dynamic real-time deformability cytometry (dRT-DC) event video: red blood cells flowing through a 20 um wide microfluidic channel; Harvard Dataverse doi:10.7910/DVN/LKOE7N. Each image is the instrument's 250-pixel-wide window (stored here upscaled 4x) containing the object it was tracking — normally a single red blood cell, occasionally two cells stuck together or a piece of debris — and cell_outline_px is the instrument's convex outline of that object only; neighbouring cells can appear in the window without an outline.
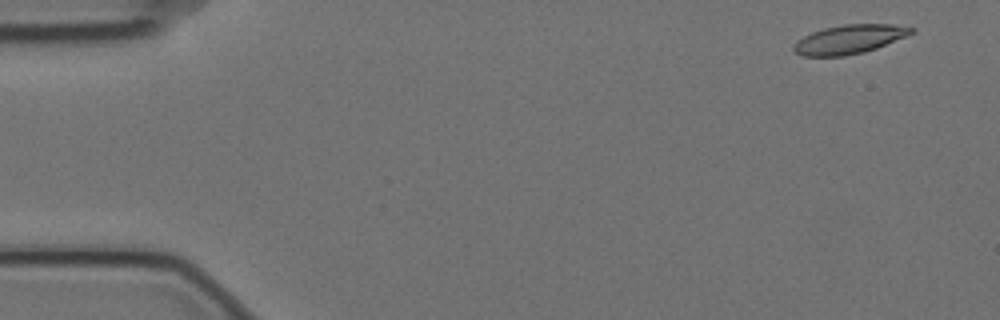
{"species": "Egyptian fruit bat (a non-hibernating species)", "species_latin": "Rousettus aegyptiacus", "temperature_condition": "cold", "stored_images_in_passage": 6, "segment_of_instrument_passage": [2, 2], "camera_frame_rate_fps": 3000, "um_per_image_px": 0.085, "animal": {"sex": "female"}, "frame": {"image": 1, "passage_image": 6, "time_ms": 1.667, "image_size_px": [1000, 320], "cell_outline_px": [[916, 32], [908, 36], [876, 48], [864, 52], [844, 56], [800, 56], [792, 48], [792, 44], [796, 40], [812, 32], [824, 28], [844, 24], [892, 24], [916, 28]], "centroid_in_image_um": [72.2, 3.34], "position_along_channel_um": 12.8, "area_um2": 20.06}}